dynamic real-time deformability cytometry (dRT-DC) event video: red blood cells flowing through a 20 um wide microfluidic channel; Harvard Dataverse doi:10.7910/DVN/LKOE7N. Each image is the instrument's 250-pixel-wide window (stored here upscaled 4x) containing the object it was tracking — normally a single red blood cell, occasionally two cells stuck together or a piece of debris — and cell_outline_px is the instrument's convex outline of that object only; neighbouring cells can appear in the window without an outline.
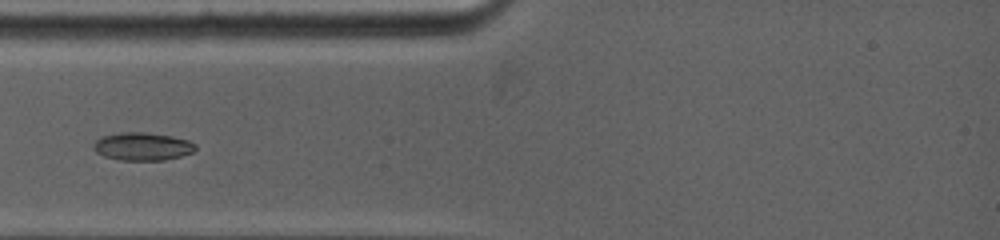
{"species": "common noctule bat (a hibernating species)", "species_latin": "Nyctalus noctula", "temperature_condition": "warm", "stored_images_in_passage": 6, "camera_frame_rate_fps": 5000, "um_per_image_px": 0.085, "animal": {"sex": "female", "body_mass_g": 19.0, "forearm_length_mm": 53.3}, "frame": {"image": 1, "passage_image": 2, "time_ms": 0.4, "image_size_px": [1000, 240], "cell_outline_px": [[196, 148], [192, 152], [180, 156], [164, 160], [120, 160], [104, 156], [96, 152], [92, 148], [92, 144], [96, 140], [104, 136], [120, 132], [148, 132], [172, 136], [188, 140], [196, 144]], "centroid_in_image_um": [12.1, 12.44], "position_along_channel_um": 72.9, "area_um2": 16.65}}
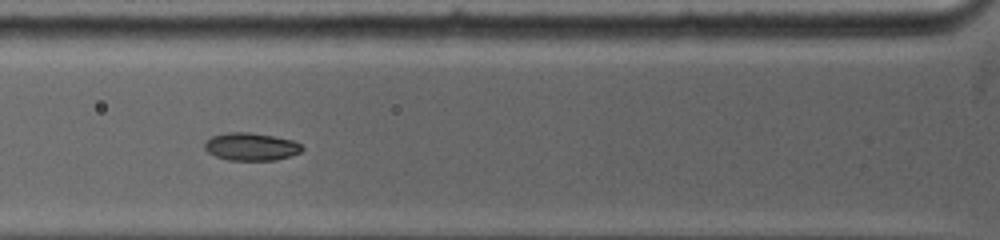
{"frame": {"image": 2, "passage_image": 4, "time_ms": 1.2, "image_size_px": [1000, 240], "cell_outline_px": [[304, 148], [300, 152], [276, 160], [228, 160], [216, 156], [208, 152], [204, 148], [204, 144], [212, 136], [224, 132], [252, 132], [296, 140]], "centroid_in_image_um": [21.35, 12.45], "position_along_channel_um": 104.4, "area_um2": 15.84}}